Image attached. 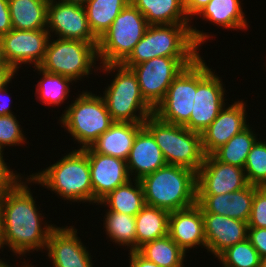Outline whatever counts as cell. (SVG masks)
<instances>
[{
	"label": "cell",
	"instance_id": "37",
	"mask_svg": "<svg viewBox=\"0 0 266 267\" xmlns=\"http://www.w3.org/2000/svg\"><path fill=\"white\" fill-rule=\"evenodd\" d=\"M248 228H266V188L255 191Z\"/></svg>",
	"mask_w": 266,
	"mask_h": 267
},
{
	"label": "cell",
	"instance_id": "35",
	"mask_svg": "<svg viewBox=\"0 0 266 267\" xmlns=\"http://www.w3.org/2000/svg\"><path fill=\"white\" fill-rule=\"evenodd\" d=\"M245 176L248 184L265 187L266 185V141L253 144L245 162Z\"/></svg>",
	"mask_w": 266,
	"mask_h": 267
},
{
	"label": "cell",
	"instance_id": "11",
	"mask_svg": "<svg viewBox=\"0 0 266 267\" xmlns=\"http://www.w3.org/2000/svg\"><path fill=\"white\" fill-rule=\"evenodd\" d=\"M198 57H155L131 67L144 100L155 109L173 80Z\"/></svg>",
	"mask_w": 266,
	"mask_h": 267
},
{
	"label": "cell",
	"instance_id": "15",
	"mask_svg": "<svg viewBox=\"0 0 266 267\" xmlns=\"http://www.w3.org/2000/svg\"><path fill=\"white\" fill-rule=\"evenodd\" d=\"M247 185L244 168L222 163L213 155L205 156L197 172V195L226 194Z\"/></svg>",
	"mask_w": 266,
	"mask_h": 267
},
{
	"label": "cell",
	"instance_id": "33",
	"mask_svg": "<svg viewBox=\"0 0 266 267\" xmlns=\"http://www.w3.org/2000/svg\"><path fill=\"white\" fill-rule=\"evenodd\" d=\"M39 73H42V78L36 85V95L45 105H59L63 103L70 91L69 84L72 83V79L61 76L58 74H52L46 72L39 67H35ZM39 97V98H38Z\"/></svg>",
	"mask_w": 266,
	"mask_h": 267
},
{
	"label": "cell",
	"instance_id": "47",
	"mask_svg": "<svg viewBox=\"0 0 266 267\" xmlns=\"http://www.w3.org/2000/svg\"><path fill=\"white\" fill-rule=\"evenodd\" d=\"M3 65H8L5 58H4V55H3V48H2V42H1V39H0V66H3Z\"/></svg>",
	"mask_w": 266,
	"mask_h": 267
},
{
	"label": "cell",
	"instance_id": "48",
	"mask_svg": "<svg viewBox=\"0 0 266 267\" xmlns=\"http://www.w3.org/2000/svg\"><path fill=\"white\" fill-rule=\"evenodd\" d=\"M0 267H11V266H9L8 264H7V262H4V261H2L1 259H0ZM22 267H31V265H23Z\"/></svg>",
	"mask_w": 266,
	"mask_h": 267
},
{
	"label": "cell",
	"instance_id": "46",
	"mask_svg": "<svg viewBox=\"0 0 266 267\" xmlns=\"http://www.w3.org/2000/svg\"><path fill=\"white\" fill-rule=\"evenodd\" d=\"M4 247L3 242V225H2V214L0 210V249Z\"/></svg>",
	"mask_w": 266,
	"mask_h": 267
},
{
	"label": "cell",
	"instance_id": "34",
	"mask_svg": "<svg viewBox=\"0 0 266 267\" xmlns=\"http://www.w3.org/2000/svg\"><path fill=\"white\" fill-rule=\"evenodd\" d=\"M223 267H260V255L250 240L228 247L218 257Z\"/></svg>",
	"mask_w": 266,
	"mask_h": 267
},
{
	"label": "cell",
	"instance_id": "22",
	"mask_svg": "<svg viewBox=\"0 0 266 267\" xmlns=\"http://www.w3.org/2000/svg\"><path fill=\"white\" fill-rule=\"evenodd\" d=\"M126 163L129 176L135 175V180L167 165L154 136L145 126L138 131Z\"/></svg>",
	"mask_w": 266,
	"mask_h": 267
},
{
	"label": "cell",
	"instance_id": "49",
	"mask_svg": "<svg viewBox=\"0 0 266 267\" xmlns=\"http://www.w3.org/2000/svg\"><path fill=\"white\" fill-rule=\"evenodd\" d=\"M260 267H266V255L260 259Z\"/></svg>",
	"mask_w": 266,
	"mask_h": 267
},
{
	"label": "cell",
	"instance_id": "4",
	"mask_svg": "<svg viewBox=\"0 0 266 267\" xmlns=\"http://www.w3.org/2000/svg\"><path fill=\"white\" fill-rule=\"evenodd\" d=\"M26 180L50 188L65 200L93 203V188L86 148L72 150L47 169Z\"/></svg>",
	"mask_w": 266,
	"mask_h": 267
},
{
	"label": "cell",
	"instance_id": "5",
	"mask_svg": "<svg viewBox=\"0 0 266 267\" xmlns=\"http://www.w3.org/2000/svg\"><path fill=\"white\" fill-rule=\"evenodd\" d=\"M144 126L152 133L168 165H178L195 172L204 162L201 134L150 115Z\"/></svg>",
	"mask_w": 266,
	"mask_h": 267
},
{
	"label": "cell",
	"instance_id": "42",
	"mask_svg": "<svg viewBox=\"0 0 266 267\" xmlns=\"http://www.w3.org/2000/svg\"><path fill=\"white\" fill-rule=\"evenodd\" d=\"M130 265L129 267H160L154 262L146 260L137 251H130Z\"/></svg>",
	"mask_w": 266,
	"mask_h": 267
},
{
	"label": "cell",
	"instance_id": "29",
	"mask_svg": "<svg viewBox=\"0 0 266 267\" xmlns=\"http://www.w3.org/2000/svg\"><path fill=\"white\" fill-rule=\"evenodd\" d=\"M137 252L160 267H184L186 253L169 235L143 244Z\"/></svg>",
	"mask_w": 266,
	"mask_h": 267
},
{
	"label": "cell",
	"instance_id": "36",
	"mask_svg": "<svg viewBox=\"0 0 266 267\" xmlns=\"http://www.w3.org/2000/svg\"><path fill=\"white\" fill-rule=\"evenodd\" d=\"M25 135L22 133L19 122L15 115L0 116V151L3 152L5 146L24 144Z\"/></svg>",
	"mask_w": 266,
	"mask_h": 267
},
{
	"label": "cell",
	"instance_id": "7",
	"mask_svg": "<svg viewBox=\"0 0 266 267\" xmlns=\"http://www.w3.org/2000/svg\"><path fill=\"white\" fill-rule=\"evenodd\" d=\"M60 117L67 131L82 144L81 149L90 147L115 122L102 96L92 92L79 94Z\"/></svg>",
	"mask_w": 266,
	"mask_h": 267
},
{
	"label": "cell",
	"instance_id": "18",
	"mask_svg": "<svg viewBox=\"0 0 266 267\" xmlns=\"http://www.w3.org/2000/svg\"><path fill=\"white\" fill-rule=\"evenodd\" d=\"M245 115L246 108L243 100L236 101L219 112L217 118L201 134L205 156L212 155L233 136L249 126Z\"/></svg>",
	"mask_w": 266,
	"mask_h": 267
},
{
	"label": "cell",
	"instance_id": "25",
	"mask_svg": "<svg viewBox=\"0 0 266 267\" xmlns=\"http://www.w3.org/2000/svg\"><path fill=\"white\" fill-rule=\"evenodd\" d=\"M50 0H8L12 28L16 30L47 29Z\"/></svg>",
	"mask_w": 266,
	"mask_h": 267
},
{
	"label": "cell",
	"instance_id": "14",
	"mask_svg": "<svg viewBox=\"0 0 266 267\" xmlns=\"http://www.w3.org/2000/svg\"><path fill=\"white\" fill-rule=\"evenodd\" d=\"M47 31H55L57 38L98 42L92 33L84 6L50 0L48 4Z\"/></svg>",
	"mask_w": 266,
	"mask_h": 267
},
{
	"label": "cell",
	"instance_id": "1",
	"mask_svg": "<svg viewBox=\"0 0 266 267\" xmlns=\"http://www.w3.org/2000/svg\"><path fill=\"white\" fill-rule=\"evenodd\" d=\"M21 180L0 199L3 242L13 253L25 255L30 250L45 249L55 225L42 228V214L31 194L30 188ZM41 217V218H40Z\"/></svg>",
	"mask_w": 266,
	"mask_h": 267
},
{
	"label": "cell",
	"instance_id": "3",
	"mask_svg": "<svg viewBox=\"0 0 266 267\" xmlns=\"http://www.w3.org/2000/svg\"><path fill=\"white\" fill-rule=\"evenodd\" d=\"M140 181L148 206L172 212L197 204V172L192 169L167 164Z\"/></svg>",
	"mask_w": 266,
	"mask_h": 267
},
{
	"label": "cell",
	"instance_id": "8",
	"mask_svg": "<svg viewBox=\"0 0 266 267\" xmlns=\"http://www.w3.org/2000/svg\"><path fill=\"white\" fill-rule=\"evenodd\" d=\"M148 26L144 15L130 2L98 39L100 64H121L143 38Z\"/></svg>",
	"mask_w": 266,
	"mask_h": 267
},
{
	"label": "cell",
	"instance_id": "20",
	"mask_svg": "<svg viewBox=\"0 0 266 267\" xmlns=\"http://www.w3.org/2000/svg\"><path fill=\"white\" fill-rule=\"evenodd\" d=\"M259 186L248 184L241 190L218 195H197L202 212L214 213L245 222L249 221L255 191Z\"/></svg>",
	"mask_w": 266,
	"mask_h": 267
},
{
	"label": "cell",
	"instance_id": "17",
	"mask_svg": "<svg viewBox=\"0 0 266 267\" xmlns=\"http://www.w3.org/2000/svg\"><path fill=\"white\" fill-rule=\"evenodd\" d=\"M76 233L77 230L72 226H55L51 231L45 249L53 261V267H93L90 252Z\"/></svg>",
	"mask_w": 266,
	"mask_h": 267
},
{
	"label": "cell",
	"instance_id": "6",
	"mask_svg": "<svg viewBox=\"0 0 266 267\" xmlns=\"http://www.w3.org/2000/svg\"><path fill=\"white\" fill-rule=\"evenodd\" d=\"M100 67L109 73L118 69L102 97L114 121L144 123L154 114V109L142 97L137 77L131 68L122 64H104Z\"/></svg>",
	"mask_w": 266,
	"mask_h": 267
},
{
	"label": "cell",
	"instance_id": "2",
	"mask_svg": "<svg viewBox=\"0 0 266 267\" xmlns=\"http://www.w3.org/2000/svg\"><path fill=\"white\" fill-rule=\"evenodd\" d=\"M209 37L190 24L149 25L121 64L131 68L155 57H199L198 47Z\"/></svg>",
	"mask_w": 266,
	"mask_h": 267
},
{
	"label": "cell",
	"instance_id": "32",
	"mask_svg": "<svg viewBox=\"0 0 266 267\" xmlns=\"http://www.w3.org/2000/svg\"><path fill=\"white\" fill-rule=\"evenodd\" d=\"M105 214L104 228L110 240L119 245H127L130 251H136L135 216L108 211ZM131 245V246H130Z\"/></svg>",
	"mask_w": 266,
	"mask_h": 267
},
{
	"label": "cell",
	"instance_id": "13",
	"mask_svg": "<svg viewBox=\"0 0 266 267\" xmlns=\"http://www.w3.org/2000/svg\"><path fill=\"white\" fill-rule=\"evenodd\" d=\"M0 39L7 64L18 71L22 63H34V67H38L42 63L50 34L47 29H12L7 34L1 36Z\"/></svg>",
	"mask_w": 266,
	"mask_h": 267
},
{
	"label": "cell",
	"instance_id": "23",
	"mask_svg": "<svg viewBox=\"0 0 266 267\" xmlns=\"http://www.w3.org/2000/svg\"><path fill=\"white\" fill-rule=\"evenodd\" d=\"M143 123L115 121L90 146L95 153L109 155L127 161L134 139Z\"/></svg>",
	"mask_w": 266,
	"mask_h": 267
},
{
	"label": "cell",
	"instance_id": "41",
	"mask_svg": "<svg viewBox=\"0 0 266 267\" xmlns=\"http://www.w3.org/2000/svg\"><path fill=\"white\" fill-rule=\"evenodd\" d=\"M209 2L210 0H184L187 17L190 19L192 15H197Z\"/></svg>",
	"mask_w": 266,
	"mask_h": 267
},
{
	"label": "cell",
	"instance_id": "16",
	"mask_svg": "<svg viewBox=\"0 0 266 267\" xmlns=\"http://www.w3.org/2000/svg\"><path fill=\"white\" fill-rule=\"evenodd\" d=\"M86 155L91 173L93 203H98L108 193L131 179L125 160L95 153L90 147L86 148Z\"/></svg>",
	"mask_w": 266,
	"mask_h": 267
},
{
	"label": "cell",
	"instance_id": "21",
	"mask_svg": "<svg viewBox=\"0 0 266 267\" xmlns=\"http://www.w3.org/2000/svg\"><path fill=\"white\" fill-rule=\"evenodd\" d=\"M168 235L187 253L197 245L206 248L204 220L201 208L195 204L169 214Z\"/></svg>",
	"mask_w": 266,
	"mask_h": 267
},
{
	"label": "cell",
	"instance_id": "27",
	"mask_svg": "<svg viewBox=\"0 0 266 267\" xmlns=\"http://www.w3.org/2000/svg\"><path fill=\"white\" fill-rule=\"evenodd\" d=\"M134 185L130 179L126 184L117 187L104 198H102L98 204H105L108 206V211H114L123 213L126 215L136 216V214L146 205L144 190L140 180H135Z\"/></svg>",
	"mask_w": 266,
	"mask_h": 267
},
{
	"label": "cell",
	"instance_id": "44",
	"mask_svg": "<svg viewBox=\"0 0 266 267\" xmlns=\"http://www.w3.org/2000/svg\"><path fill=\"white\" fill-rule=\"evenodd\" d=\"M7 86L3 87L2 89H0V97L2 96V94L5 92L6 94L4 95H7V97L5 98H8V91H7ZM4 95H3V101H2V98H0V116H3V115H12L13 112H11L10 110V100L9 102H7L8 100L4 99ZM5 100V102H4ZM2 101V102H1Z\"/></svg>",
	"mask_w": 266,
	"mask_h": 267
},
{
	"label": "cell",
	"instance_id": "30",
	"mask_svg": "<svg viewBox=\"0 0 266 267\" xmlns=\"http://www.w3.org/2000/svg\"><path fill=\"white\" fill-rule=\"evenodd\" d=\"M130 0H90L85 5L92 33L99 39Z\"/></svg>",
	"mask_w": 266,
	"mask_h": 267
},
{
	"label": "cell",
	"instance_id": "31",
	"mask_svg": "<svg viewBox=\"0 0 266 267\" xmlns=\"http://www.w3.org/2000/svg\"><path fill=\"white\" fill-rule=\"evenodd\" d=\"M256 140V135L253 133L252 128L250 129L248 126L242 132L233 136L212 155L222 163L244 168L247 156Z\"/></svg>",
	"mask_w": 266,
	"mask_h": 267
},
{
	"label": "cell",
	"instance_id": "19",
	"mask_svg": "<svg viewBox=\"0 0 266 267\" xmlns=\"http://www.w3.org/2000/svg\"><path fill=\"white\" fill-rule=\"evenodd\" d=\"M202 216L206 249L216 257L248 236V223L245 221L207 212H202Z\"/></svg>",
	"mask_w": 266,
	"mask_h": 267
},
{
	"label": "cell",
	"instance_id": "10",
	"mask_svg": "<svg viewBox=\"0 0 266 267\" xmlns=\"http://www.w3.org/2000/svg\"><path fill=\"white\" fill-rule=\"evenodd\" d=\"M222 80L199 56L194 60V111L185 127L202 134L226 106Z\"/></svg>",
	"mask_w": 266,
	"mask_h": 267
},
{
	"label": "cell",
	"instance_id": "40",
	"mask_svg": "<svg viewBox=\"0 0 266 267\" xmlns=\"http://www.w3.org/2000/svg\"><path fill=\"white\" fill-rule=\"evenodd\" d=\"M12 29L8 0H0V37Z\"/></svg>",
	"mask_w": 266,
	"mask_h": 267
},
{
	"label": "cell",
	"instance_id": "24",
	"mask_svg": "<svg viewBox=\"0 0 266 267\" xmlns=\"http://www.w3.org/2000/svg\"><path fill=\"white\" fill-rule=\"evenodd\" d=\"M148 25L188 24L184 0H130Z\"/></svg>",
	"mask_w": 266,
	"mask_h": 267
},
{
	"label": "cell",
	"instance_id": "38",
	"mask_svg": "<svg viewBox=\"0 0 266 267\" xmlns=\"http://www.w3.org/2000/svg\"><path fill=\"white\" fill-rule=\"evenodd\" d=\"M3 152L0 151V199L7 194L20 180L22 176L13 173L4 162ZM11 170V171H10Z\"/></svg>",
	"mask_w": 266,
	"mask_h": 267
},
{
	"label": "cell",
	"instance_id": "28",
	"mask_svg": "<svg viewBox=\"0 0 266 267\" xmlns=\"http://www.w3.org/2000/svg\"><path fill=\"white\" fill-rule=\"evenodd\" d=\"M240 2V0H210L197 15L228 30H243L248 24Z\"/></svg>",
	"mask_w": 266,
	"mask_h": 267
},
{
	"label": "cell",
	"instance_id": "45",
	"mask_svg": "<svg viewBox=\"0 0 266 267\" xmlns=\"http://www.w3.org/2000/svg\"><path fill=\"white\" fill-rule=\"evenodd\" d=\"M61 1L69 4H77L84 6L90 0H61Z\"/></svg>",
	"mask_w": 266,
	"mask_h": 267
},
{
	"label": "cell",
	"instance_id": "43",
	"mask_svg": "<svg viewBox=\"0 0 266 267\" xmlns=\"http://www.w3.org/2000/svg\"><path fill=\"white\" fill-rule=\"evenodd\" d=\"M16 72L11 65L0 66V89L10 83Z\"/></svg>",
	"mask_w": 266,
	"mask_h": 267
},
{
	"label": "cell",
	"instance_id": "26",
	"mask_svg": "<svg viewBox=\"0 0 266 267\" xmlns=\"http://www.w3.org/2000/svg\"><path fill=\"white\" fill-rule=\"evenodd\" d=\"M170 212L145 205L135 216L136 251L143 244L168 235Z\"/></svg>",
	"mask_w": 266,
	"mask_h": 267
},
{
	"label": "cell",
	"instance_id": "12",
	"mask_svg": "<svg viewBox=\"0 0 266 267\" xmlns=\"http://www.w3.org/2000/svg\"><path fill=\"white\" fill-rule=\"evenodd\" d=\"M194 111V61L169 86L154 115L164 122L185 126Z\"/></svg>",
	"mask_w": 266,
	"mask_h": 267
},
{
	"label": "cell",
	"instance_id": "39",
	"mask_svg": "<svg viewBox=\"0 0 266 267\" xmlns=\"http://www.w3.org/2000/svg\"><path fill=\"white\" fill-rule=\"evenodd\" d=\"M260 257L266 255V228H248V236Z\"/></svg>",
	"mask_w": 266,
	"mask_h": 267
},
{
	"label": "cell",
	"instance_id": "9",
	"mask_svg": "<svg viewBox=\"0 0 266 267\" xmlns=\"http://www.w3.org/2000/svg\"><path fill=\"white\" fill-rule=\"evenodd\" d=\"M97 44L98 42L62 38L52 42L49 39L44 59L38 67L73 81L81 80L92 72L93 67L96 69L94 65L98 61Z\"/></svg>",
	"mask_w": 266,
	"mask_h": 267
}]
</instances>
